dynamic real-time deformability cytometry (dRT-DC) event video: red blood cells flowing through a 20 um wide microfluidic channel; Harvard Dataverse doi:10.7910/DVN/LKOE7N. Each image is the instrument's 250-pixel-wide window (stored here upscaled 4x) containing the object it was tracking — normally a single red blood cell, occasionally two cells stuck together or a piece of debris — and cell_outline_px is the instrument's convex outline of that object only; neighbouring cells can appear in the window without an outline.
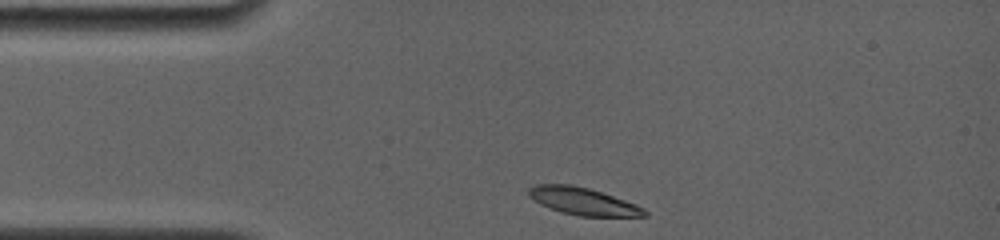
{"species": "common noctule bat (a hibernating species)", "species_latin": "Nyctalus noctula", "temperature_condition": "room temperature", "stored_images_in_passage": 2, "camera_frame_rate_fps": 4000, "um_per_image_px": 0.085, "animal": {"sex": "female", "body_mass_g": 19.0, "forearm_length_mm": 56.7}, "frame": {"image": 1, "passage_image": 1, "time_ms": 0.0, "image_size_px": [1000, 240], "cell_outline_px": [[648, 216], [580, 216], [560, 212], [540, 204], [528, 196], [528, 188], [536, 184], [568, 184], [588, 188], [636, 204], [644, 208], [648, 212]], "centroid_in_image_um": [49.54, 17.11], "position_along_channel_um": 35.5, "area_um2": 18.32}}